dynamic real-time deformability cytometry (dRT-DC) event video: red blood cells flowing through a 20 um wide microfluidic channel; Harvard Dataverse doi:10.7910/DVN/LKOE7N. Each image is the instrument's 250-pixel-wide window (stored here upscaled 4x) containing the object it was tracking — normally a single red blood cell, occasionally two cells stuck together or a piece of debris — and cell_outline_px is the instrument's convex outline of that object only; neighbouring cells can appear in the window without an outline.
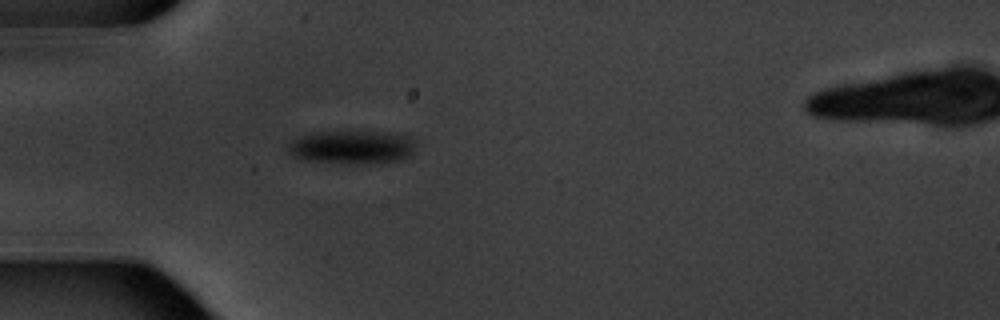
{"species": "common noctule bat (a hibernating species)", "species_latin": "Nyctalus noctula", "temperature_condition": "warm", "stored_images_in_passage": 1, "camera_frame_rate_fps": 3000, "um_per_image_px": 0.085, "animal": {"sex": "male", "body_mass_g": 20.1, "forearm_length_mm": 53.5}, "frame": {"image": 1, "passage_image": 1, "time_ms": 0.0, "image_size_px": [1000, 320], "cell_outline_px": [[416, 140], [412, 156], [404, 160], [380, 164], [348, 164], [300, 160], [292, 156], [288, 152], [288, 144], [292, 140], [300, 136], [316, 132], [380, 132], [412, 136]], "centroid_in_image_um": [29.97, 12.54], "position_along_channel_um": 55.0, "area_um2": 25.61}}